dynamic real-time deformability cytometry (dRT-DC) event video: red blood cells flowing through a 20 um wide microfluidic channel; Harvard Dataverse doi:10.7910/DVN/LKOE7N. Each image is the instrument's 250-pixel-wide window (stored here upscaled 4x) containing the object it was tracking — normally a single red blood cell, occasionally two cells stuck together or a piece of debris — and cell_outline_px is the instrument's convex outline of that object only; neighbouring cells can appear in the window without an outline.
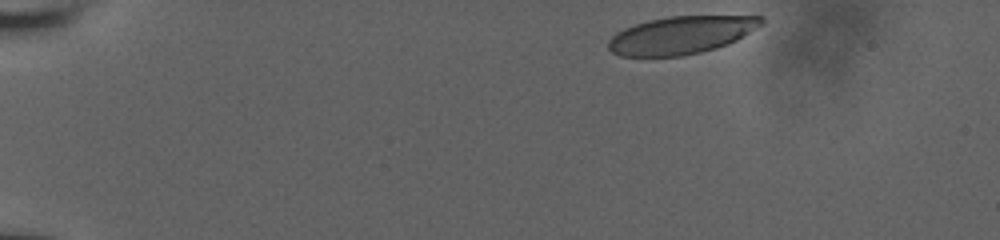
{"species": "human", "species_latin": "Homo sapiens", "temperature_condition": "room temperature", "stored_images_in_passage": 41, "camera_frame_rate_fps": 3000, "um_per_image_px": 0.085, "donor": {"sex": "male"}, "frame": {"image": 1, "passage_image": 1, "time_ms": 0.0, "image_size_px": [1000, 240], "cell_outline_px": [[764, 24], [736, 40], [728, 44], [716, 48], [700, 52], [680, 56], [620, 56], [612, 52], [608, 48], [608, 40], [616, 32], [624, 28], [648, 20], [668, 16], [764, 16]], "centroid_in_image_um": [57.9, 2.98], "position_along_channel_um": 27.1, "area_um2": 33.64}}
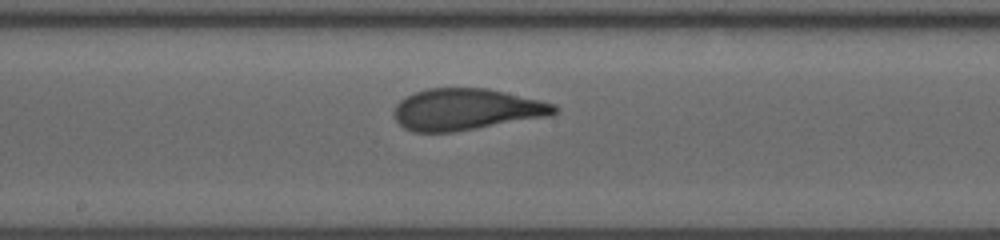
{"frame": {"image": 2, "passage_image": 24, "time_ms": 7.667, "image_size_px": [1000, 240], "cell_outline_px": [[560, 108], [552, 116], [452, 132], [412, 132], [404, 128], [392, 116], [396, 104], [404, 96], [428, 88], [488, 88], [540, 100], [556, 104]], "centroid_in_image_um": [39.64, 9.3], "position_along_channel_um": 208.6, "area_um2": 39.07}}
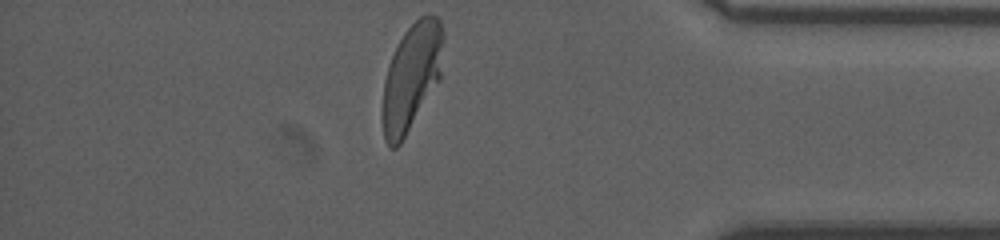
{"frame": {"image": 3, "passage_image": 41, "time_ms": 13.333, "image_size_px": [1000, 240], "cell_outline_px": [[444, 36], [440, 80], [400, 144], [396, 148], [388, 148], [384, 140], [384, 80], [388, 64], [404, 32], [420, 16], [428, 12], [436, 16], [440, 20], [444, 32]], "centroid_in_image_um": [35.01, 6.5], "position_along_channel_um": 400.2, "area_um2": 37.69}, "authors_computed_cell_mechanics": {"area_um2": 38.2636, "velocity_mm_per_s": 3.8096, "shape_relaxation_time_tau1_ms": 4.1508, "shape_relaxation_time_tau2_ms": null, "deformation_change_tau1": 0.1824, "deformation_change_tau2": null}}